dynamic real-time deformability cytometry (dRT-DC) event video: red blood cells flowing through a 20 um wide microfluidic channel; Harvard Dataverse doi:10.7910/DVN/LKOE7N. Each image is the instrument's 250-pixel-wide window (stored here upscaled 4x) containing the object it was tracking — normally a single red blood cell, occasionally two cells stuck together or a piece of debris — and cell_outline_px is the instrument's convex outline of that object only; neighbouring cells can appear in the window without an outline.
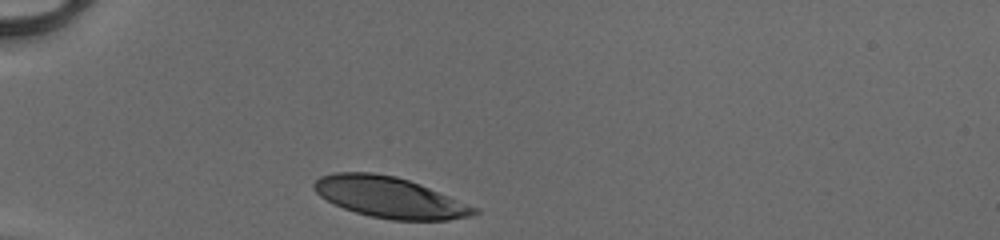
{"species": "human", "species_latin": "Homo sapiens", "temperature_condition": "cold", "stored_images_in_passage": 28, "camera_frame_rate_fps": 3000, "um_per_image_px": 0.085, "donor": {"sex": "male"}, "frame": {"image": 1, "passage_image": 1, "time_ms": 0.0, "image_size_px": [1000, 240], "cell_outline_px": [[480, 212], [476, 216], [448, 220], [392, 220], [372, 216], [356, 212], [344, 208], [320, 196], [312, 188], [312, 184], [320, 176], [336, 172], [372, 172], [396, 176], [420, 184], [480, 208]], "centroid_in_image_um": [33.18, 16.78], "position_along_channel_um": 51.8, "area_um2": 38.26}}
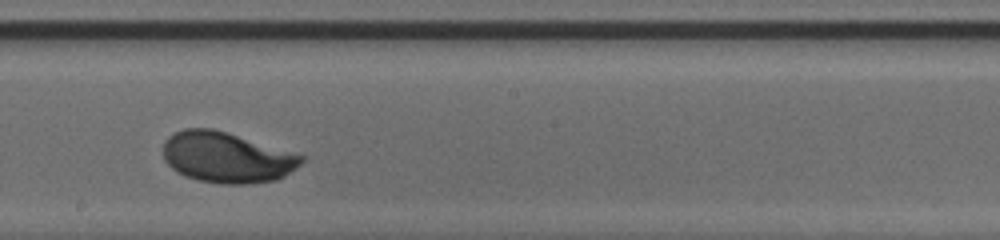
{"frame": {"image": 2, "passage_image": 16, "time_ms": 5.0, "image_size_px": [1000, 240], "cell_outline_px": [[308, 156], [296, 168], [284, 176], [276, 180], [248, 184], [220, 184], [200, 180], [184, 176], [172, 168], [164, 160], [164, 140], [168, 136], [184, 128], [212, 128]], "centroid_in_image_um": [19.29, 13.38], "position_along_channel_um": 228.9, "area_um2": 40.92}}
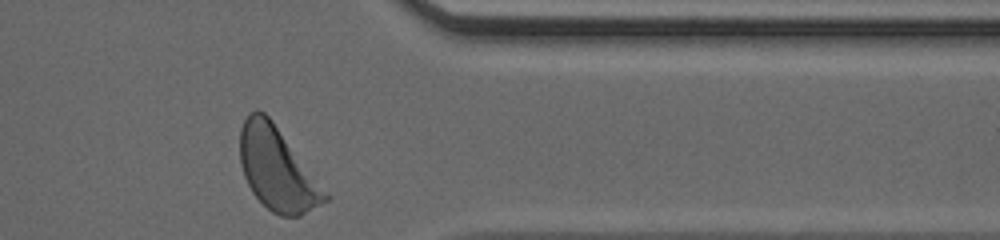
{"frame": {"image": 3, "passage_image": 28, "time_ms": 9.0, "image_size_px": [1000, 240], "cell_outline_px": [[332, 196], [328, 200], [300, 216], [280, 216], [272, 212], [252, 192], [244, 176], [240, 164], [240, 128], [248, 112], [256, 108], [264, 112], [272, 120]], "centroid_in_image_um": [23.57, 14.35], "position_along_channel_um": 387.8, "area_um2": 41.27}, "authors_computed_cell_mechanics": {"area_um2": 40.3155, "velocity_mm_per_s": 4.1098, "shape_relaxation_time_tau1_ms": 2.8544, "shape_relaxation_time_tau2_ms": null, "deformation_change_tau1": 0.191, "deformation_change_tau2": null}}